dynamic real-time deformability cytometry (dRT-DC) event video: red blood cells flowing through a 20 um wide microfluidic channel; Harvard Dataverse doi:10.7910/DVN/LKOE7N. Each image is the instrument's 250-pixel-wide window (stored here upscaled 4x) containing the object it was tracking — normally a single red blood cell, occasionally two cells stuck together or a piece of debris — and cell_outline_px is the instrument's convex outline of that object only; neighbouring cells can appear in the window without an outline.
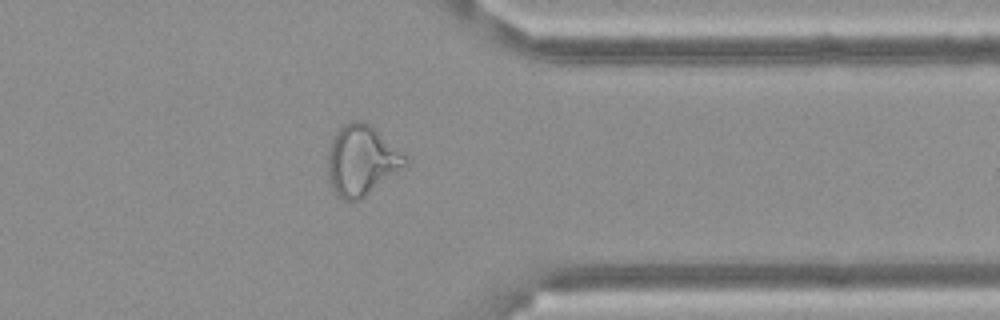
{"species": "Egyptian fruit bat (a non-hibernating species)", "species_latin": "Rousettus aegyptiacus", "temperature_condition": "cold", "stored_images_in_passage": 42, "camera_frame_rate_fps": 3000, "um_per_image_px": 0.085, "frame": {"image": 1, "passage_image": 36, "time_ms": 11.667, "image_size_px": [1000, 320], "cell_outline_px": [[408, 164], [360, 200], [344, 200], [336, 196], [328, 180], [328, 148], [336, 132], [344, 124], [356, 120], [364, 120], [404, 156], [408, 160]], "centroid_in_image_um": [30.67, 13.66], "position_along_channel_um": 380.7, "area_um2": 31.1}, "authors_computed_cell_mechanics": {"area_um2": 29.2179, "velocity_mm_per_s": 3.5214, "shape_relaxation_time_tau1_ms": null, "shape_relaxation_time_tau2_ms": 1.9223, "deformation_change_tau1": null, "deformation_change_tau2": 0.1119}}